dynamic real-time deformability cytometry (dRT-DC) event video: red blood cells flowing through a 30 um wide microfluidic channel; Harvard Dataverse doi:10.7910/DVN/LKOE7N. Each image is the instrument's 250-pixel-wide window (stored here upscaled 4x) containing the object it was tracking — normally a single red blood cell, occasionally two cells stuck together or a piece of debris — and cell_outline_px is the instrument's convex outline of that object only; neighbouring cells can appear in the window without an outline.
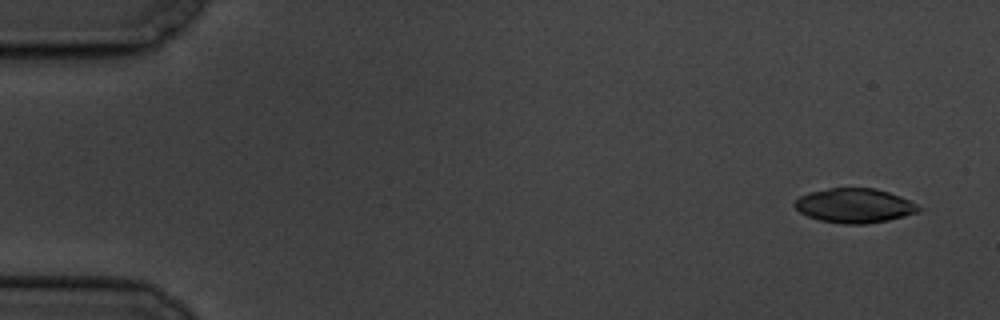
{"species": "common noctule bat (a hibernating species)", "species_latin": "Nyctalus noctula", "temperature_condition": "cold", "stored_images_in_passage": 15, "camera_frame_rate_fps": 3000, "um_per_image_px": 0.085, "animal": {"sex": "male", "body_mass_g": 19.5, "forearm_length_mm": 54.6}, "frame": {"image": 1, "passage_image": 1, "time_ms": 0.0, "image_size_px": [1000, 320], "cell_outline_px": [[924, 208], [920, 212], [888, 220], [864, 224], [844, 224], [820, 220], [808, 216], [800, 212], [792, 204], [800, 196], [808, 192], [828, 188], [876, 188], [900, 196]], "centroid_in_image_um": [72.64, 17.47], "position_along_channel_um": 12.4, "area_um2": 24.91}}
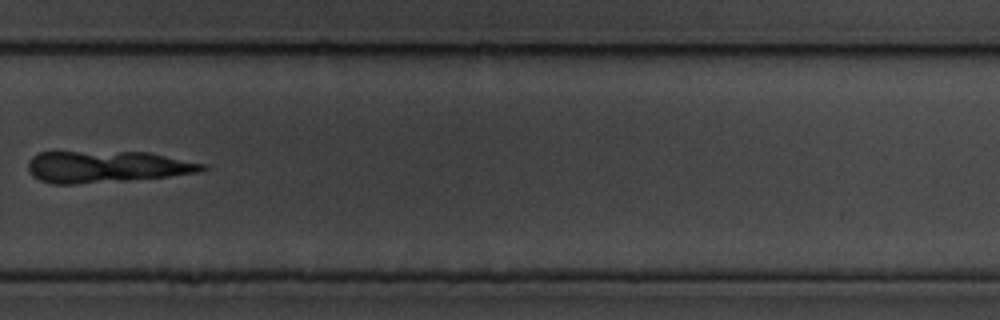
{"frame": {"image": 2, "passage_image": 11, "time_ms": 12.667, "image_size_px": [1000, 320], "cell_outline_px": [[208, 168], [200, 172], [168, 176], [128, 180], [76, 184], [52, 184], [40, 180], [32, 176], [28, 172], [28, 160], [32, 156], [40, 152], [148, 152], [204, 164]], "centroid_in_image_um": [9.02, 14.18], "position_along_channel_um": 320.8, "area_um2": 32.08}}
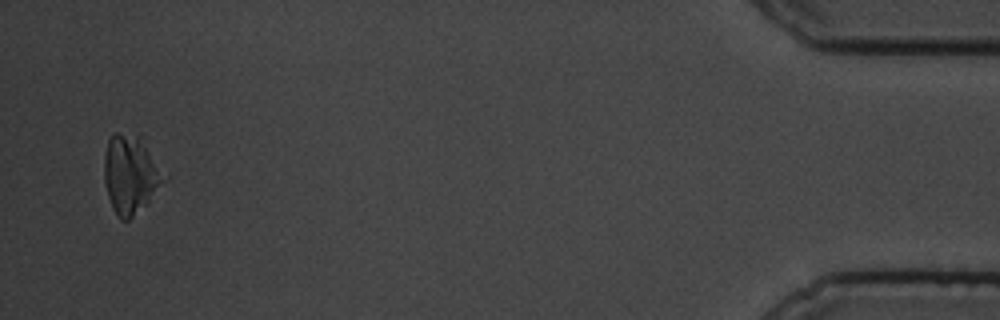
{"frame": {"image": 3, "passage_image": 15, "time_ms": 18.0, "image_size_px": [1000, 320], "cell_outline_px": [[168, 180], [148, 204], [128, 220], [120, 220], [112, 208], [108, 196], [104, 180], [104, 156], [108, 140], [112, 132], [116, 132], [136, 136], [168, 176]], "centroid_in_image_um": [11.1, 14.88], "position_along_channel_um": 424.1, "area_um2": 27.28}}